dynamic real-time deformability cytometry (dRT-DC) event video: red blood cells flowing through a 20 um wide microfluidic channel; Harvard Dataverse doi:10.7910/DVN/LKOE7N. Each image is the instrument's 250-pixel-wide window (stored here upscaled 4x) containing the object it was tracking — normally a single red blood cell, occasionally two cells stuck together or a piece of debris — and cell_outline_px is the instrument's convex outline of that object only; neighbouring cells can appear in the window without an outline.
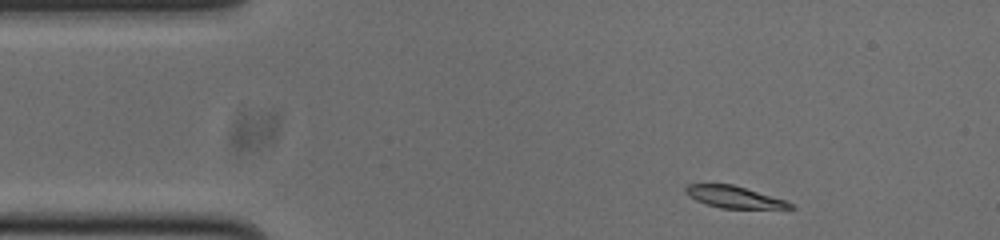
{"species": "common noctule bat (a hibernating species)", "species_latin": "Nyctalus noctula", "temperature_condition": "cold", "stored_images_in_passage": 48, "segment_of_instrument_passage": [1, 2], "camera_frame_rate_fps": 3000, "um_per_image_px": 0.085, "animal": {"sex": "male", "body_mass_g": 20.0, "forearm_length_mm": 53.3}, "frame": {"image": 1, "passage_image": 1, "time_ms": 0.0, "image_size_px": [1000, 240], "cell_outline_px": [[796, 208], [720, 208], [704, 204], [688, 196], [684, 192], [684, 188], [688, 184], [732, 184], [784, 200], [792, 204]], "centroid_in_image_um": [62.31, 16.74], "position_along_channel_um": 22.7, "area_um2": 13.12}}
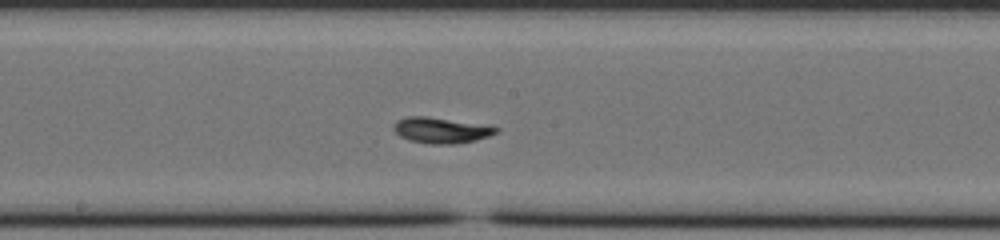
{"frame": {"image": 2, "passage_image": 21, "time_ms": 6.667, "image_size_px": [1000, 240], "cell_outline_px": [[500, 128], [496, 132], [488, 136], [476, 140], [456, 144], [432, 144], [408, 140], [400, 136], [392, 128], [392, 124], [396, 120], [408, 116], [428, 116], [492, 124]], "centroid_in_image_um": [37.53, 11.05], "position_along_channel_um": 210.7, "area_um2": 15.9}}
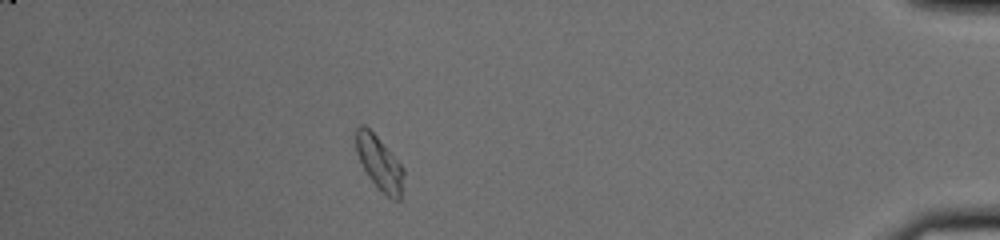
{"frame": {"image": 3, "passage_image": 41, "time_ms": 13.333, "image_size_px": [1000, 240], "cell_outline_px": [[404, 172], [400, 200], [392, 200], [368, 176], [356, 152], [356, 128], [360, 124], [364, 124], [376, 136], [404, 168]], "centroid_in_image_um": [32.25, 13.84], "position_along_channel_um": 403.0, "area_um2": 14.51}}